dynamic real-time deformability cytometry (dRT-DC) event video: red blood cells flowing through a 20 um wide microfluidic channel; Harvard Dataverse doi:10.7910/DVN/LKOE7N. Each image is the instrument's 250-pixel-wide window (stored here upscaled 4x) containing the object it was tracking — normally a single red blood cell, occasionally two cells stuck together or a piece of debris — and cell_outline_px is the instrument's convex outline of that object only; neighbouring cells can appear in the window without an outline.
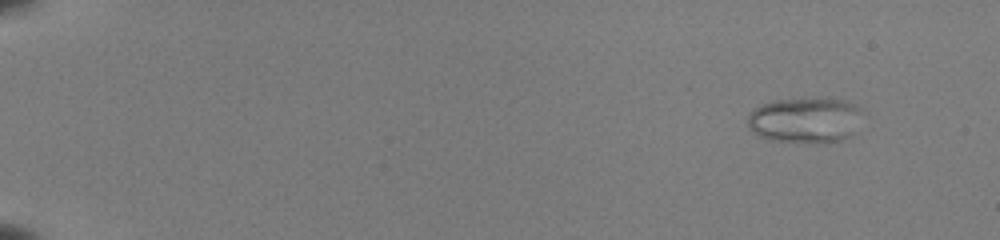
{"species": "common noctule bat (a hibernating species)", "species_latin": "Nyctalus noctula", "temperature_condition": "room temperature", "stored_images_in_passage": 20, "camera_frame_rate_fps": 3000, "um_per_image_px": 0.085, "animal": {"sex": "female", "body_mass_g": 22.0, "forearm_length_mm": 56.7}, "frame": {"image": 1, "passage_image": 2, "time_ms": 0.333, "image_size_px": [1000, 240], "cell_outline_px": [[860, 112], [848, 136], [840, 140], [824, 144], [768, 140], [760, 136], [748, 128], [748, 116], [760, 104], [776, 100], [844, 100], [856, 104], [860, 108]], "centroid_in_image_um": [68.36, 10.24], "position_along_channel_um": 16.6, "area_um2": 29.65}}
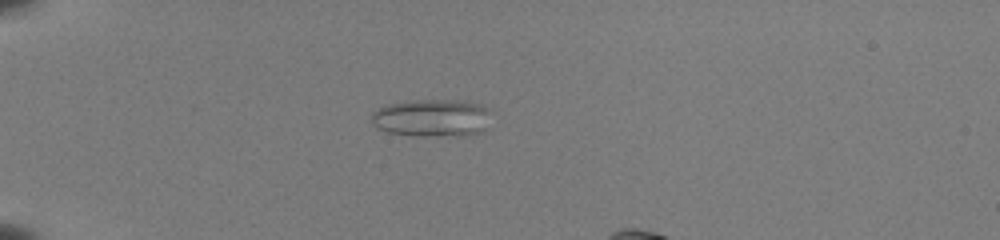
{"frame": {"image": 2, "passage_image": 14, "time_ms": 4.333, "image_size_px": [1000, 240], "cell_outline_px": [[488, 108], [484, 128], [480, 132], [456, 136], [420, 136], [388, 132], [376, 128], [372, 124], [372, 112], [388, 104], [412, 100], [464, 100], [480, 104]], "centroid_in_image_um": [36.66, 10.02], "position_along_channel_um": 48.3, "area_um2": 26.01}}